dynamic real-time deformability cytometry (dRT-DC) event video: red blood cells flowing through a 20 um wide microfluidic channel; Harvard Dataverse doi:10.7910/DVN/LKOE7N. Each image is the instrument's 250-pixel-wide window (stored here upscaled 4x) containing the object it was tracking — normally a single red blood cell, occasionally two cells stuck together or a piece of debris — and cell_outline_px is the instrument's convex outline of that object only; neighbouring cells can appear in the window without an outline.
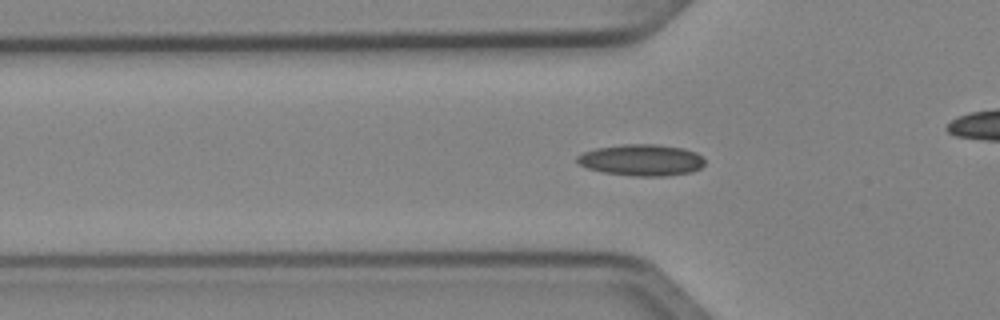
{"species": "Egyptian fruit bat (a non-hibernating species)", "species_latin": "Rousettus aegyptiacus", "temperature_condition": "cold", "stored_images_in_passage": 37, "camera_frame_rate_fps": 3000, "um_per_image_px": 0.085, "animal": {"sex": "female"}, "frame": {"image": 1, "passage_image": 2, "time_ms": 0.333, "image_size_px": [1000, 320], "cell_outline_px": [[704, 164], [700, 168], [692, 172], [668, 176], [632, 176], [604, 172], [588, 168], [580, 164], [576, 160], [576, 156], [584, 152], [596, 148], [624, 144], [656, 144], [684, 148], [696, 152], [704, 160]], "centroid_in_image_um": [54.54, 13.6], "position_along_channel_um": 71.3, "area_um2": 23.41}}
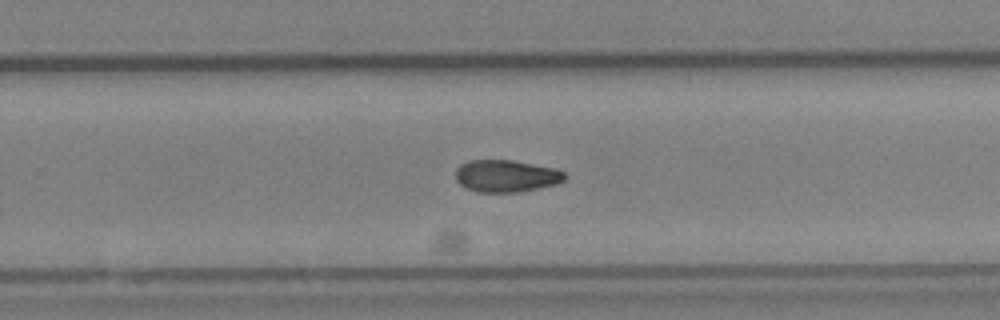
{"frame": {"image": 2, "passage_image": 18, "time_ms": 5.667, "image_size_px": [1000, 320], "cell_outline_px": [[568, 176], [564, 180], [556, 184], [520, 192], [476, 192], [460, 184], [456, 180], [456, 168], [460, 164], [468, 160], [512, 160], [552, 168], [564, 172]], "centroid_in_image_um": [43.0, 14.96], "position_along_channel_um": 286.8, "area_um2": 20.4}}
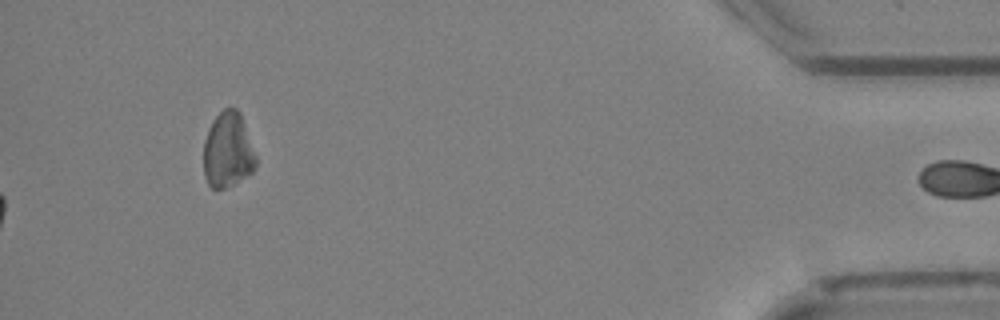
{"frame": {"image": 3, "passage_image": 37, "time_ms": 12.0, "image_size_px": [1000, 320], "cell_outline_px": [[256, 164], [252, 172], [232, 184], [224, 188], [212, 188], [208, 184], [204, 176], [204, 140], [216, 116], [224, 108], [236, 108], [240, 112], [256, 156]], "centroid_in_image_um": [19.36, 12.77], "position_along_channel_um": 415.8, "area_um2": 22.6}}